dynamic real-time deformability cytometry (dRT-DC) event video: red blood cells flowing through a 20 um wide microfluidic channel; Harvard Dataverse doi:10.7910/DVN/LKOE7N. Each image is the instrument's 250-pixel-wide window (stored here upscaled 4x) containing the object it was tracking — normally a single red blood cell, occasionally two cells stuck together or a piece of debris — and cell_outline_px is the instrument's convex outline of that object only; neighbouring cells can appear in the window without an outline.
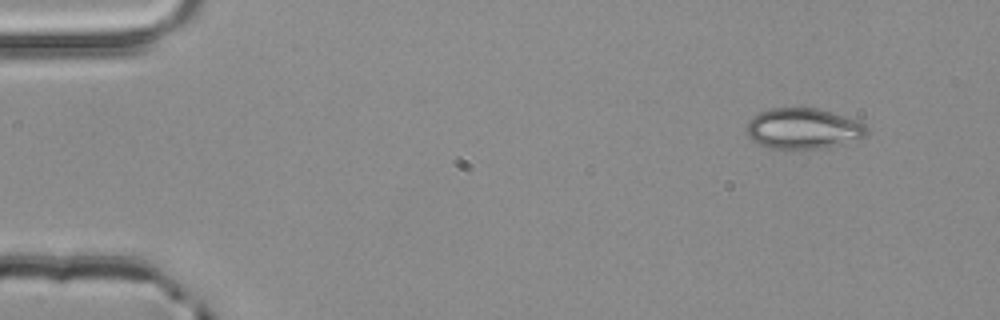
{"species": "common noctule bat (a hibernating species)", "species_latin": "Nyctalus noctula", "temperature_condition": "room temperature", "stored_images_in_passage": 4, "camera_frame_rate_fps": 3000, "um_per_image_px": 0.085, "animal": {"sex": "male", "body_mass_g": 20.4}, "frame": {"image": 1, "passage_image": 1, "time_ms": 0.0, "image_size_px": [1000, 320], "cell_outline_px": [[868, 132], [864, 136], [840, 144], [820, 148], [768, 148], [756, 144], [748, 136], [748, 120], [752, 116], [760, 112], [772, 108], [820, 108], [856, 120], [864, 124], [868, 128]], "centroid_in_image_um": [68.24, 10.92], "position_along_channel_um": 16.8, "area_um2": 28.26}}